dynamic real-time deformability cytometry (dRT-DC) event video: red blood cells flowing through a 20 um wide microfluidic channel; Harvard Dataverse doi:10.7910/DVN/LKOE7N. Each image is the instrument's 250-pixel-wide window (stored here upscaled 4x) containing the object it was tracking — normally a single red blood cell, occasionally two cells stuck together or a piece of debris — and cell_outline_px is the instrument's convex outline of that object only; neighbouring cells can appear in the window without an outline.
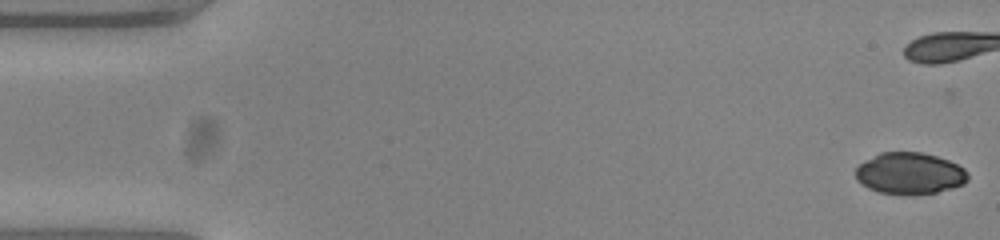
{"species": "common noctule bat (a hibernating species)", "species_latin": "Nyctalus noctula", "temperature_condition": "warm", "stored_images_in_passage": 20, "camera_frame_rate_fps": 3000, "um_per_image_px": 0.085, "animal": {"sex": "female", "body_mass_g": 23.0, "forearm_length_mm": 53.4}, "frame": {"image": 1, "passage_image": 1, "time_ms": 0.0, "image_size_px": [1000, 240], "cell_outline_px": [[968, 180], [964, 184], [936, 192], [908, 196], [880, 192], [868, 188], [856, 180], [856, 168], [864, 160], [880, 152], [920, 152], [936, 156], [948, 160], [964, 168], [968, 172]], "centroid_in_image_um": [77.32, 14.75], "position_along_channel_um": 7.7, "area_um2": 27.4}}